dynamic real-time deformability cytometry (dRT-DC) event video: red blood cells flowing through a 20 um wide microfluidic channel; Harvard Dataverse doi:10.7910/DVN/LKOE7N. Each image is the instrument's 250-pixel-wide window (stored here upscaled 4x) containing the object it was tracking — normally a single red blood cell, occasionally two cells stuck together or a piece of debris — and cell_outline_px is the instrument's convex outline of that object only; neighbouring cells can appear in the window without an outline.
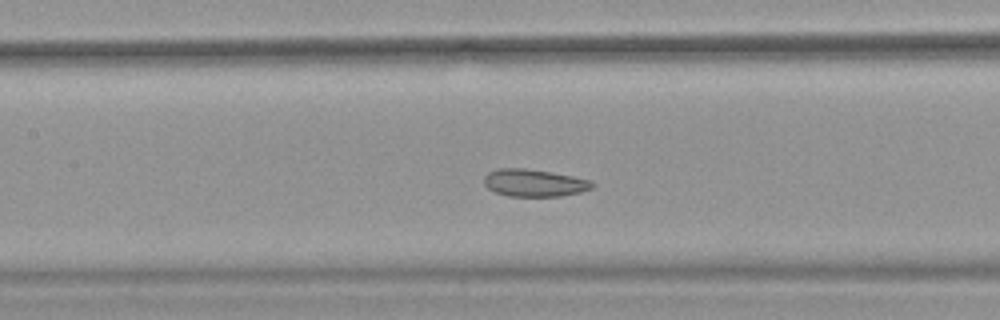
{"species": "common noctule bat (a hibernating species)", "species_latin": "Nyctalus noctula", "temperature_condition": "warm", "stored_images_in_passage": 48, "camera_frame_rate_fps": 3000, "um_per_image_px": 0.085, "animal": {"sex": "female", "body_mass_g": 18.4}, "frame": {"image": 1, "passage_image": 21, "time_ms": 6.667, "image_size_px": [1000, 320], "cell_outline_px": [[596, 184], [592, 188], [580, 192], [560, 196], [508, 196], [496, 192], [488, 188], [484, 184], [484, 176], [488, 172], [500, 168], [524, 168], [572, 176], [592, 180]], "centroid_in_image_um": [45.41, 15.54], "position_along_channel_um": 162.0, "area_um2": 17.17}, "authors_computed_cell_mechanics": {"area_um2": 19.6809, "velocity_mm_per_s": 3.9518, "shape_relaxation_time_tau1_ms": null, "shape_relaxation_time_tau2_ms": 2.7198, "deformation_change_tau1": null, "deformation_change_tau2": 0.088}}